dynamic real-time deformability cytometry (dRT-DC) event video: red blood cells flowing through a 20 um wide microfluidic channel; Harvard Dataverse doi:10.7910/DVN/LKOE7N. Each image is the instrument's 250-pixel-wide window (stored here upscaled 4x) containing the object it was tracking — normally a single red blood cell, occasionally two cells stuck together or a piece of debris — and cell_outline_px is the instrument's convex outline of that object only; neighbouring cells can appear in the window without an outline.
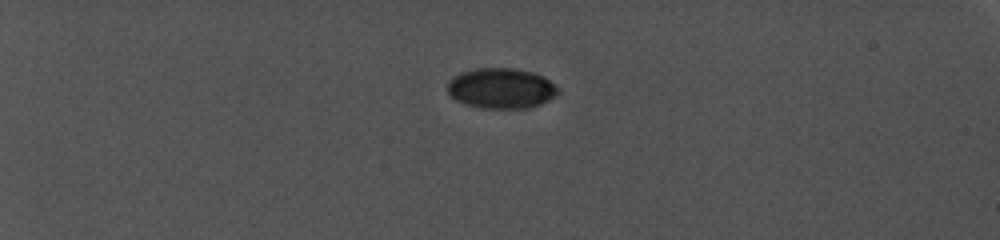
{"species": "common noctule bat (a hibernating species)", "species_latin": "Nyctalus noctula", "temperature_condition": "cold", "stored_images_in_passage": 9, "camera_frame_rate_fps": 5000, "um_per_image_px": 0.085, "animal": {"sex": "female", "body_mass_g": 19.0, "forearm_length_mm": 56.7}, "frame": {"image": 1, "passage_image": 1, "time_ms": 0.0, "image_size_px": [1000, 240], "cell_outline_px": [[560, 92], [556, 96], [540, 104], [524, 108], [488, 108], [468, 104], [456, 100], [448, 92], [448, 80], [452, 76], [460, 72], [472, 68], [516, 68], [532, 72], [544, 76], [560, 88]], "centroid_in_image_um": [42.62, 7.48], "position_along_channel_um": 42.4, "area_um2": 26.13}}
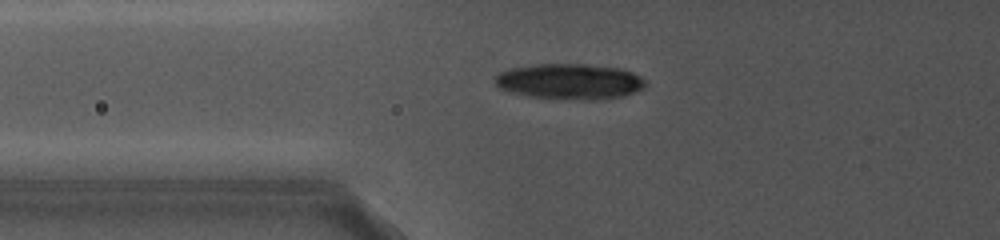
{"frame": {"image": 2, "passage_image": 8, "time_ms": 3.4, "image_size_px": [1000, 240], "cell_outline_px": [[648, 84], [644, 88], [632, 92], [616, 96], [540, 96], [500, 88], [496, 84], [496, 76], [500, 72], [508, 68], [532, 64], [584, 64], [620, 68], [632, 72], [648, 80]], "centroid_in_image_um": [48.45, 6.83], "position_along_channel_um": 77.3, "area_um2": 29.25}}